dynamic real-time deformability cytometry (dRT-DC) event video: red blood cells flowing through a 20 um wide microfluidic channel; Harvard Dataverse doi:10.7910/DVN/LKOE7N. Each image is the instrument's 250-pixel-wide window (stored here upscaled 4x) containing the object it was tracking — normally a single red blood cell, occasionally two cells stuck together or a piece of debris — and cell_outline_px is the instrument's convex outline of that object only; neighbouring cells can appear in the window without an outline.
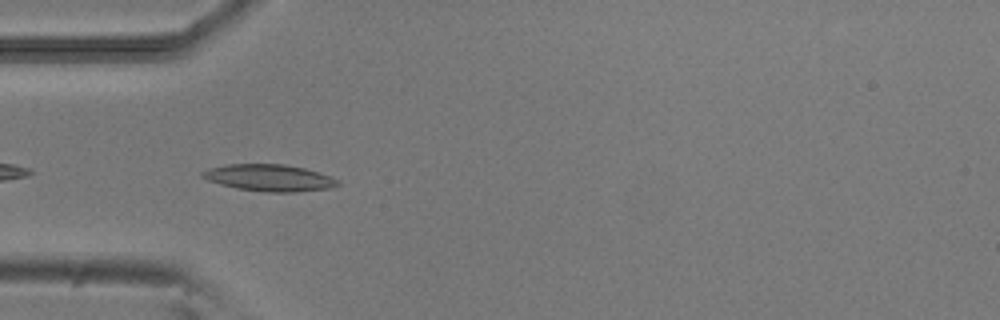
{"species": "common noctule bat (a hibernating species)", "species_latin": "Nyctalus noctula", "temperature_condition": "room temperature", "stored_images_in_passage": 22, "camera_frame_rate_fps": 3000, "um_per_image_px": 0.085, "animal": {"sex": "male", "body_mass_g": 20.5, "forearm_length_mm": 52.5}, "frame": {"image": 1, "passage_image": 3, "time_ms": 0.667, "image_size_px": [1000, 320], "cell_outline_px": [[340, 184], [328, 188], [296, 192], [268, 192], [236, 188], [220, 184], [208, 180], [200, 176], [200, 172], [208, 168], [228, 164], [284, 164], [304, 168], [332, 176], [340, 180]], "centroid_in_image_um": [22.88, 15.11], "position_along_channel_um": 62.1, "area_um2": 21.15}}
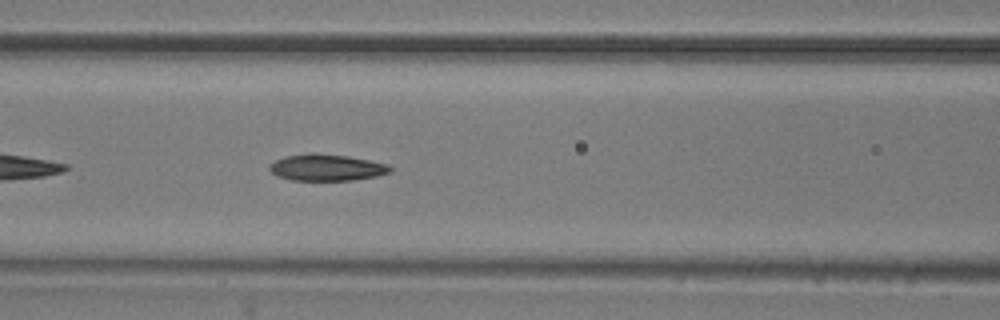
{"frame": {"image": 2, "passage_image": 9, "time_ms": 2.667, "image_size_px": [1000, 320], "cell_outline_px": [[392, 172], [376, 176], [352, 180], [292, 180], [276, 176], [268, 168], [268, 164], [284, 156], [312, 152], [348, 156], [388, 164], [392, 168]], "centroid_in_image_um": [27.73, 14.23], "position_along_channel_um": 138.9, "area_um2": 18.79}}
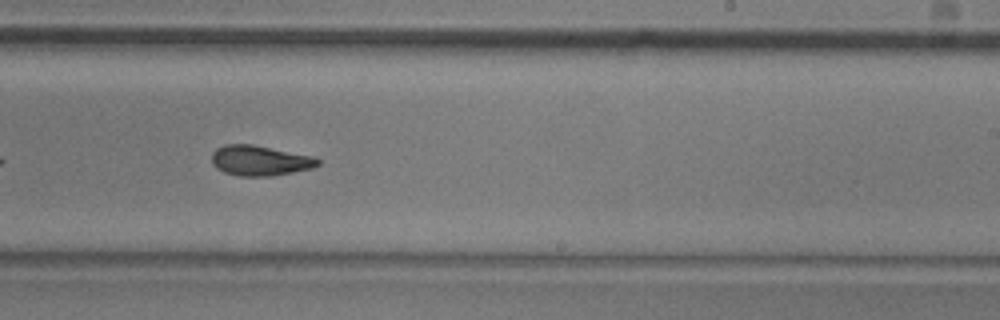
{"frame": {"image": 3, "passage_image": 19, "time_ms": 6.0, "image_size_px": [1000, 320], "cell_outline_px": [[320, 164], [312, 168], [272, 176], [240, 176], [224, 172], [216, 168], [212, 164], [212, 152], [216, 148], [224, 144], [252, 144], [312, 156], [320, 160]], "centroid_in_image_um": [22.06, 13.64], "position_along_channel_um": 266.9, "area_um2": 18.67}}